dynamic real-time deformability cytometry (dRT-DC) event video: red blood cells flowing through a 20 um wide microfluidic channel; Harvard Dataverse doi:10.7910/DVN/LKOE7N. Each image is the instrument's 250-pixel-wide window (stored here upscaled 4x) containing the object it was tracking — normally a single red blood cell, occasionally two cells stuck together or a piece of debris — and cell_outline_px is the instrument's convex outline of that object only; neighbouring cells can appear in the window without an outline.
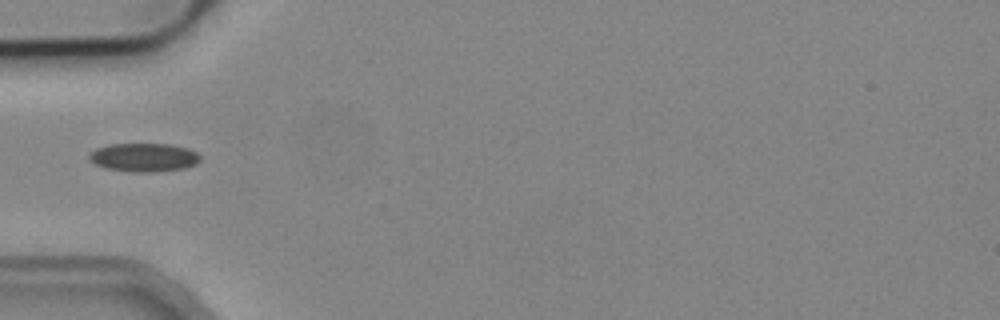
{"species": "common noctule bat (a hibernating species)", "species_latin": "Nyctalus noctula", "temperature_condition": "cold", "stored_images_in_passage": 1, "camera_frame_rate_fps": 3000, "um_per_image_px": 0.085, "animal": {"sex": "male", "body_mass_g": 19.2, "forearm_length_mm": 51.8}, "frame": {"image": 1, "passage_image": 1, "time_ms": 0.0, "image_size_px": [1000, 320], "cell_outline_px": [[200, 160], [196, 164], [184, 168], [156, 172], [132, 172], [104, 168], [88, 160], [88, 156], [96, 148], [108, 144], [172, 144], [188, 148], [196, 152], [200, 156]], "centroid_in_image_um": [12.22, 13.38], "position_along_channel_um": 72.8, "area_um2": 18.61}}